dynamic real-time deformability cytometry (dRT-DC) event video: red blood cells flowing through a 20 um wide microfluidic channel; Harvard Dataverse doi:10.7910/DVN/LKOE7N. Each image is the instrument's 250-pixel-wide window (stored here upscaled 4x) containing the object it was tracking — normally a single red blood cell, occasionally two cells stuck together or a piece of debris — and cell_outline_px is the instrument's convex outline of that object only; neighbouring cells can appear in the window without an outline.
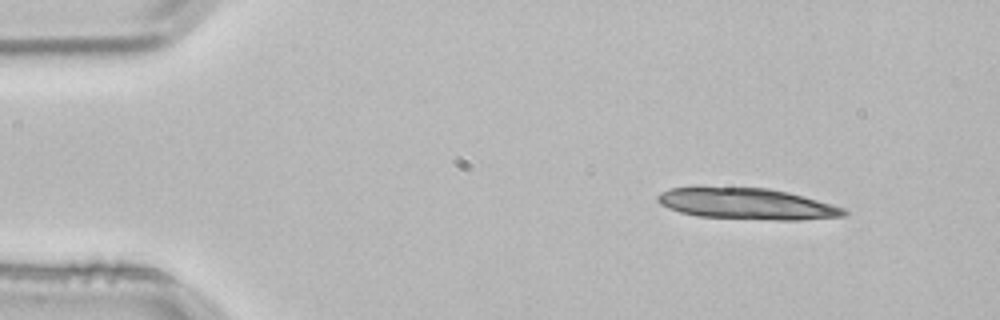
{"species": "common noctule bat (a hibernating species)", "species_latin": "Nyctalus noctula", "temperature_condition": "room temperature", "stored_images_in_passage": 3, "camera_frame_rate_fps": 3000, "um_per_image_px": 0.085, "animal": {"sex": "male", "body_mass_g": 21.5, "forearm_length_mm": 52.0}, "frame": {"image": 1, "passage_image": 1, "time_ms": 0.0, "image_size_px": [1000, 320], "cell_outline_px": [[848, 212], [844, 216], [800, 220], [776, 220], [696, 216], [680, 212], [668, 208], [660, 204], [656, 200], [656, 196], [660, 192], [672, 188], [768, 188], [788, 192], [804, 196], [832, 204], [844, 208]], "centroid_in_image_um": [63.5, 17.33], "position_along_channel_um": 21.5, "area_um2": 33.58}}